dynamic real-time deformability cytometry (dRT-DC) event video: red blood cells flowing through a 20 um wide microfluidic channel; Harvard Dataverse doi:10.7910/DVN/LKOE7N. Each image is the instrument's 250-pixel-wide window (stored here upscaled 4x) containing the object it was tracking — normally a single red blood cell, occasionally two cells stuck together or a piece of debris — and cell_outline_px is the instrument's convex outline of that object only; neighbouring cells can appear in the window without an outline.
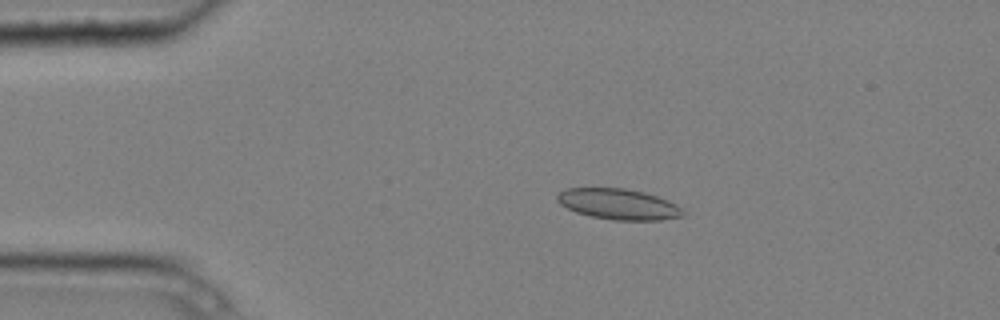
{"species": "common noctule bat (a hibernating species)", "species_latin": "Nyctalus noctula", "temperature_condition": "cold", "stored_images_in_passage": 3, "camera_frame_rate_fps": 3000, "um_per_image_px": 0.085, "animal": {"sex": "male", "body_mass_g": 20.4}, "frame": {"image": 1, "passage_image": 3, "time_ms": 0.667, "image_size_px": [1000, 320], "cell_outline_px": [[684, 216], [660, 220], [612, 220], [592, 216], [576, 212], [560, 204], [556, 200], [556, 196], [560, 192], [568, 188], [624, 188], [644, 192], [668, 200], [676, 204], [684, 212]], "centroid_in_image_um": [52.57, 17.35], "position_along_channel_um": 32.4, "area_um2": 22.43}}